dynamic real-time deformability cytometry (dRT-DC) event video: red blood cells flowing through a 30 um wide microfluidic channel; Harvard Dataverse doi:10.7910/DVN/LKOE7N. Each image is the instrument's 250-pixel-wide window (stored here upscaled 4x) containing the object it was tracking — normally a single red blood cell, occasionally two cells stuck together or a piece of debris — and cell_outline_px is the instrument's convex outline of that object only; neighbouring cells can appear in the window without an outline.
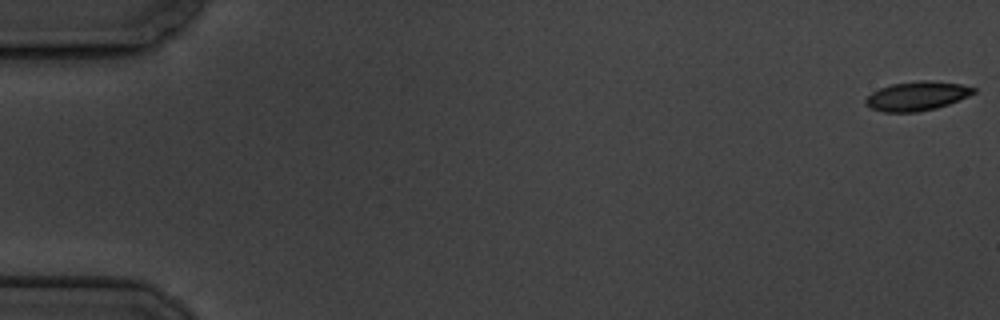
{"species": "common noctule bat (a hibernating species)", "species_latin": "Nyctalus noctula", "temperature_condition": "cold", "stored_images_in_passage": 7, "camera_frame_rate_fps": 3000, "um_per_image_px": 0.085, "animal": {"sex": "male", "body_mass_g": 19.5, "forearm_length_mm": 54.6}, "frame": {"image": 1, "passage_image": 1, "time_ms": 0.0, "image_size_px": [1000, 320], "cell_outline_px": [[976, 92], [968, 96], [948, 104], [936, 108], [916, 112], [884, 112], [872, 108], [864, 104], [864, 100], [872, 92], [880, 88], [892, 84], [920, 80], [928, 80], [960, 84], [976, 88]], "centroid_in_image_um": [77.93, 8.16], "position_along_channel_um": 7.1, "area_um2": 18.21}}